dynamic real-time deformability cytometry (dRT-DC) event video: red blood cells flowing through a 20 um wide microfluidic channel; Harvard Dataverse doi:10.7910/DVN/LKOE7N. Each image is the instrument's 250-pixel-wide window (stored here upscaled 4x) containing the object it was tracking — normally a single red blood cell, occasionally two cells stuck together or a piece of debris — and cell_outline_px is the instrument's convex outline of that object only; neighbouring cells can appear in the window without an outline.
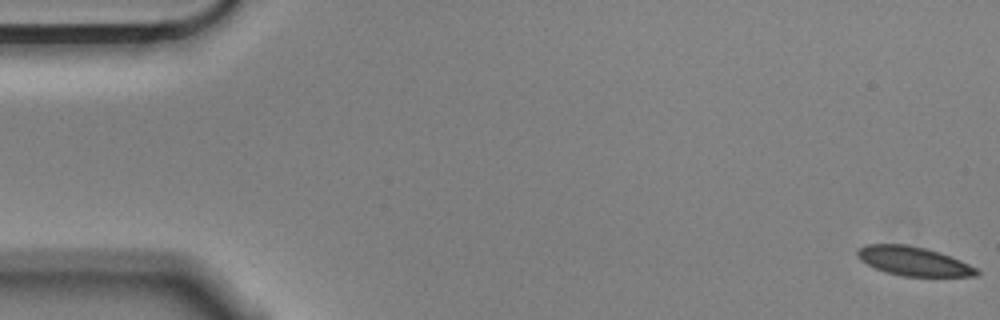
{"species": "Egyptian fruit bat (a non-hibernating species)", "species_latin": "Rousettus aegyptiacus", "temperature_condition": "cold", "stored_images_in_passage": 9, "camera_frame_rate_fps": 3000, "um_per_image_px": 0.085, "animal": {"sex": "male"}, "frame": {"image": 1, "passage_image": 1, "time_ms": 0.0, "image_size_px": [1000, 320], "cell_outline_px": [[980, 272], [976, 276], [900, 276], [884, 272], [860, 260], [856, 256], [856, 252], [864, 244], [904, 244], [924, 248], [940, 252], [960, 260], [976, 268]], "centroid_in_image_um": [77.62, 22.2], "position_along_channel_um": 7.4, "area_um2": 20.11}}
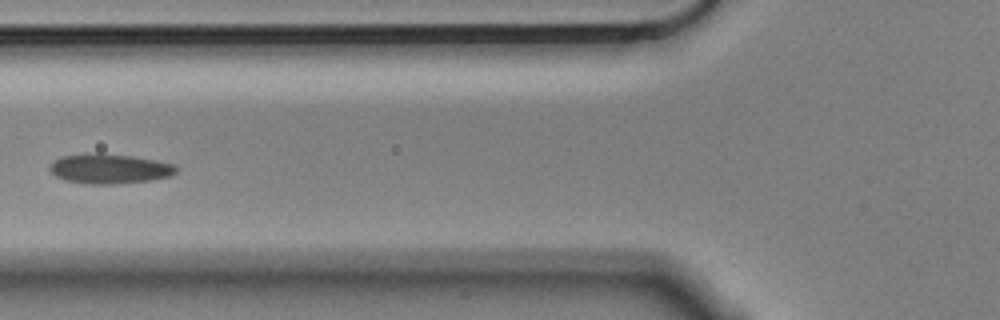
{"frame": {"image": 2, "passage_image": 7, "time_ms": 2.0, "image_size_px": [1000, 320], "cell_outline_px": [[180, 168], [172, 176], [152, 180], [116, 184], [84, 184], [64, 180], [56, 176], [48, 168], [52, 160], [64, 156], [96, 152], [100, 152], [132, 156], [156, 160], [176, 164]], "centroid_in_image_um": [9.34, 14.34], "position_along_channel_um": 116.5, "area_um2": 22.43}}
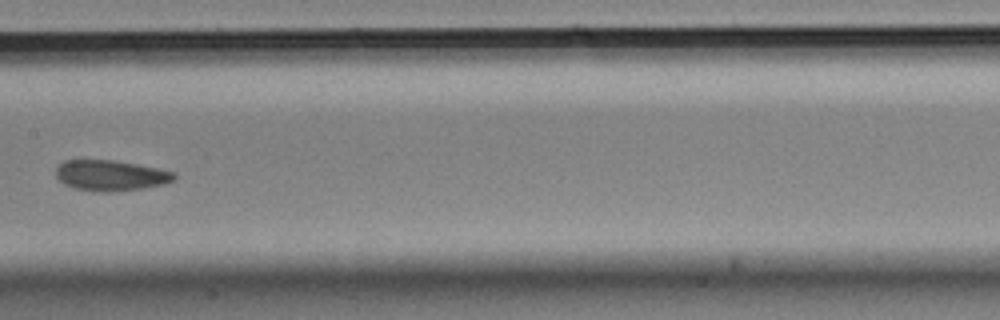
{"frame": {"image": 3, "passage_image": 9, "time_ms": 2.667, "image_size_px": [1000, 320], "cell_outline_px": [[176, 180], [164, 184], [144, 188], [108, 192], [104, 192], [72, 188], [64, 184], [56, 176], [56, 168], [64, 160], [112, 160], [136, 164], [176, 172]], "centroid_in_image_um": [9.42, 14.91], "position_along_channel_um": 198.0, "area_um2": 21.1}}